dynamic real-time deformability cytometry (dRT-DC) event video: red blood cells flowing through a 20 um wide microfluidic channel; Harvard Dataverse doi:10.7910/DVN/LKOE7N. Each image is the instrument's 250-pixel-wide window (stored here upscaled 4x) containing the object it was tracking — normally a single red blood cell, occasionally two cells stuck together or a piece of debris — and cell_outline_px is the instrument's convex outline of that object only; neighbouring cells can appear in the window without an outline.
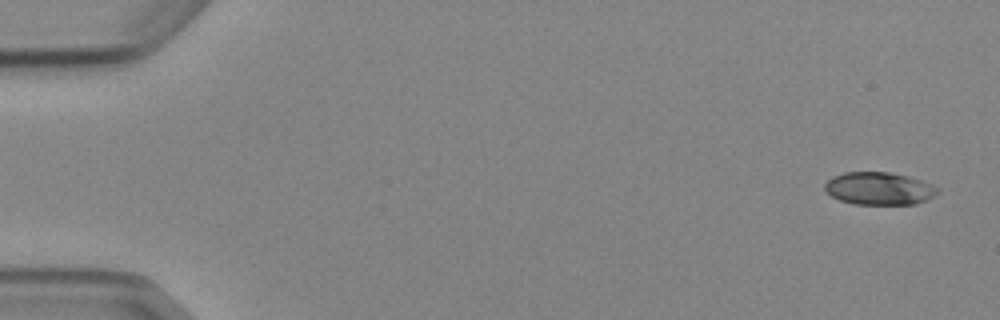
{"species": "Egyptian fruit bat (a non-hibernating species)", "species_latin": "Rousettus aegyptiacus", "temperature_condition": "cold", "stored_images_in_passage": 5, "segment_of_instrument_passage": [2, 2], "camera_frame_rate_fps": 3000, "um_per_image_px": 0.085, "animal": {"sex": "female"}, "frame": {"image": 1, "passage_image": 5, "time_ms": 5.667, "image_size_px": [1000, 320], "cell_outline_px": [[940, 192], [928, 200], [916, 204], [856, 204], [840, 200], [832, 196], [824, 188], [824, 184], [832, 176], [844, 172], [888, 172], [908, 176], [932, 184], [940, 188]], "centroid_in_image_um": [74.76, 16.02], "position_along_channel_um": 10.2, "area_um2": 21.56}}